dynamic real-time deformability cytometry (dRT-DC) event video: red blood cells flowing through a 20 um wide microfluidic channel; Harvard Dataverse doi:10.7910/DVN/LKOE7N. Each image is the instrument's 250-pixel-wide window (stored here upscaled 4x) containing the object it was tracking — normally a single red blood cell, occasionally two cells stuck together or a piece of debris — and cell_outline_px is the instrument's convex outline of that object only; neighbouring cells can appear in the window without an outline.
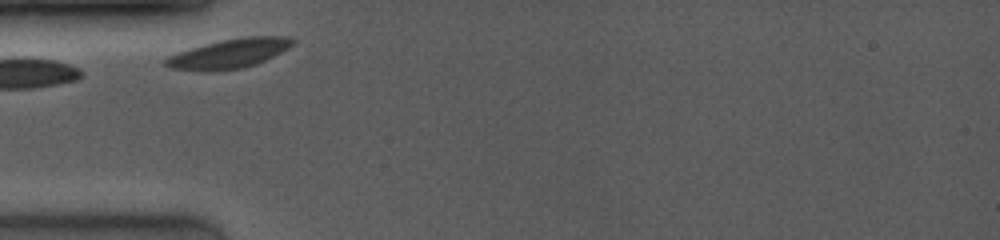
{"species": "common noctule bat (a hibernating species)", "species_latin": "Nyctalus noctula", "temperature_condition": "room temperature", "stored_images_in_passage": 22, "camera_frame_rate_fps": 4000, "um_per_image_px": 0.085, "animal": {"sex": "female", "body_mass_g": 19.0, "forearm_length_mm": 53.3}, "frame": {"image": 1, "passage_image": 1, "time_ms": 0.0, "image_size_px": [1000, 240], "cell_outline_px": [[296, 40], [288, 48], [256, 64], [244, 68], [216, 72], [200, 72], [172, 68], [164, 64], [160, 60], [168, 56], [204, 44], [240, 36], [288, 36]], "centroid_in_image_um": [19.44, 4.57], "position_along_channel_um": 65.6, "area_um2": 22.02}}